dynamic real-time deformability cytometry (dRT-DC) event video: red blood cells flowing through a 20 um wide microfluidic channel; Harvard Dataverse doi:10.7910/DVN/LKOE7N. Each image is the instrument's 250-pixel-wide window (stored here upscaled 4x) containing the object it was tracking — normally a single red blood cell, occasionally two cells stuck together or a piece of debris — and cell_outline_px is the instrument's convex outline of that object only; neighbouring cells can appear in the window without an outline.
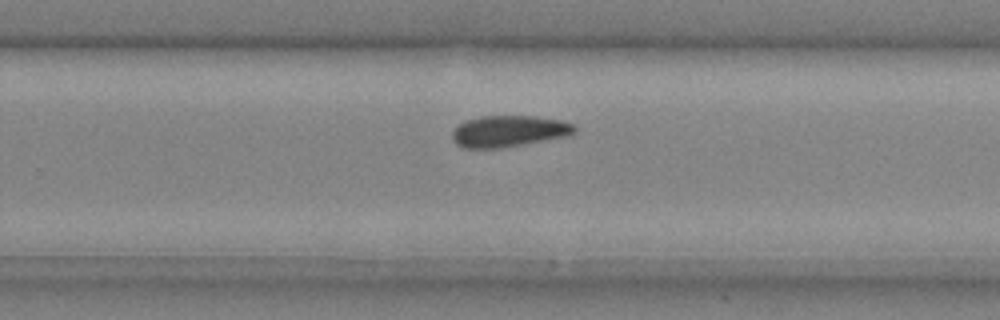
{"species": "common noctule bat (a hibernating species)", "species_latin": "Nyctalus noctula", "temperature_condition": "cold", "stored_images_in_passage": 23, "camera_frame_rate_fps": 3000, "um_per_image_px": 0.085, "animal": {"sex": "male", "body_mass_g": 20.4}, "frame": {"image": 1, "passage_image": 17, "time_ms": 5.333, "image_size_px": [1000, 320], "cell_outline_px": [[576, 132], [568, 136], [500, 148], [464, 148], [456, 144], [452, 140], [452, 132], [464, 120], [480, 116], [536, 116], [560, 120], [572, 124], [576, 128]], "centroid_in_image_um": [43.23, 11.15], "position_along_channel_um": 286.6, "area_um2": 22.37}}
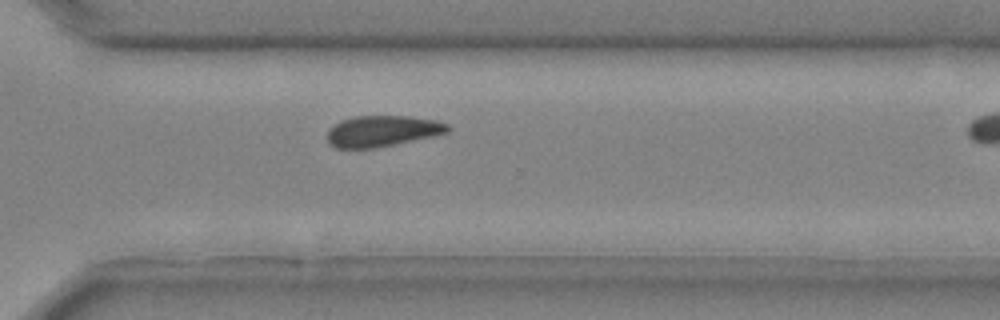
{"frame": {"image": 2, "passage_image": 20, "time_ms": 6.333, "image_size_px": [1000, 320], "cell_outline_px": [[452, 128], [448, 132], [436, 136], [376, 148], [336, 148], [328, 144], [328, 128], [340, 120], [352, 116], [412, 116], [436, 120], [448, 124]], "centroid_in_image_um": [32.51, 11.14], "position_along_channel_um": 338.1, "area_um2": 22.2}}